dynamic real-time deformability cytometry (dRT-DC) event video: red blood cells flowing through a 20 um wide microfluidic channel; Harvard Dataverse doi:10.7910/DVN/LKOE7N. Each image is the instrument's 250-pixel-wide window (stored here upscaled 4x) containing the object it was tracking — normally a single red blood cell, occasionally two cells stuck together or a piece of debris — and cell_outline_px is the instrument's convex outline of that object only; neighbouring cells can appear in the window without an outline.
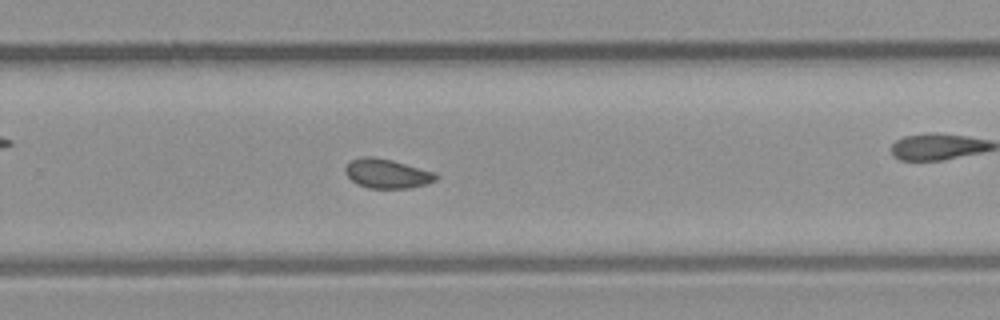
{"species": "common noctule bat (a hibernating species)", "species_latin": "Nyctalus noctula", "temperature_condition": "room temperature", "stored_images_in_passage": 33, "camera_frame_rate_fps": 3000, "um_per_image_px": 0.085, "animal": {"sex": "male", "body_mass_g": 23.1, "forearm_length_mm": 52.7}, "frame": {"image": 1, "passage_image": 24, "time_ms": 7.667, "image_size_px": [1000, 320], "cell_outline_px": [[436, 180], [428, 184], [408, 188], [368, 188], [356, 184], [344, 172], [344, 168], [352, 160], [364, 156], [372, 156], [392, 160], [436, 172]], "centroid_in_image_um": [32.9, 14.76], "position_along_channel_um": 296.9, "area_um2": 15.49}, "authors_computed_cell_mechanics": {"area_um2": 15.606, "velocity_mm_per_s": 4.3895, "shape_relaxation_time_tau1_ms": null, "shape_relaxation_time_tau2_ms": 1.5743, "deformation_change_tau1": null, "deformation_change_tau2": 0.0576}}